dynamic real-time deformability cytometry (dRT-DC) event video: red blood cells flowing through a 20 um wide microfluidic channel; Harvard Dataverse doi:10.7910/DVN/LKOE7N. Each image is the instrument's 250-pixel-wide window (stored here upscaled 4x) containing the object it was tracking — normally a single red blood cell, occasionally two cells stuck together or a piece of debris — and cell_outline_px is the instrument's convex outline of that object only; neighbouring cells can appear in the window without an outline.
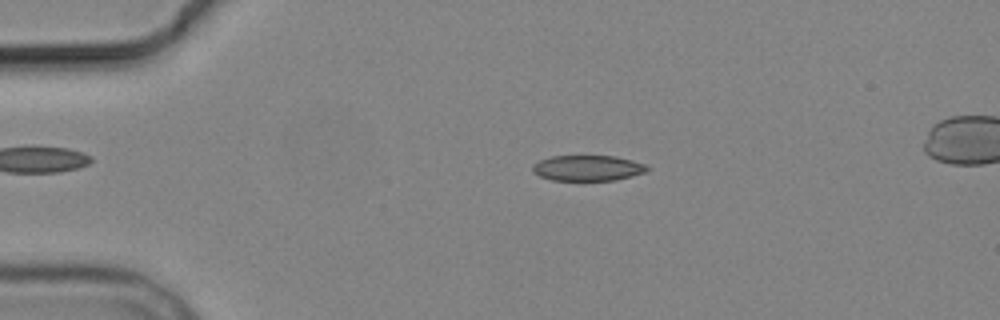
{"species": "common noctule bat (a hibernating species)", "species_latin": "Nyctalus noctula", "temperature_condition": "cold", "stored_images_in_passage": 5, "camera_frame_rate_fps": 3000, "um_per_image_px": 0.085, "animal": {"sex": "male", "body_mass_g": 19.2, "forearm_length_mm": 51.8}, "frame": {"image": 1, "passage_image": 2, "time_ms": 1.333, "image_size_px": [1000, 320], "cell_outline_px": [[648, 172], [616, 180], [584, 184], [552, 180], [540, 176], [532, 172], [532, 164], [540, 160], [552, 156], [616, 156], [632, 160], [644, 164], [648, 168]], "centroid_in_image_um": [49.93, 14.34], "position_along_channel_um": 35.1, "area_um2": 18.03}}
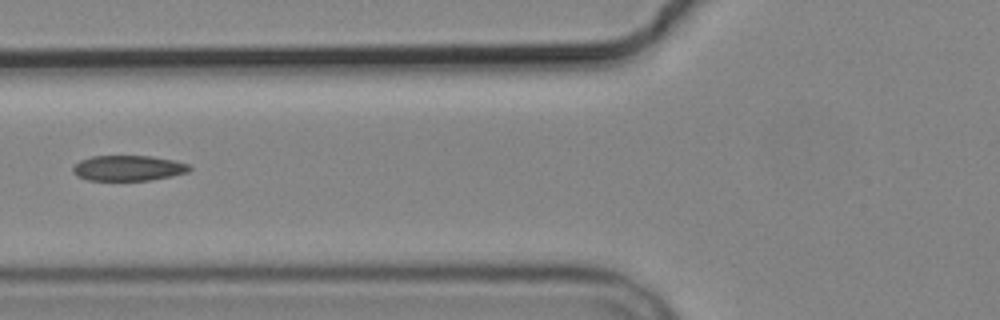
{"frame": {"image": 2, "passage_image": 5, "time_ms": 4.667, "image_size_px": [1000, 320], "cell_outline_px": [[192, 168], [188, 172], [172, 176], [152, 180], [88, 180], [76, 176], [72, 172], [72, 168], [80, 160], [92, 156], [152, 156], [172, 160], [188, 164]], "centroid_in_image_um": [10.89, 14.29], "position_along_channel_um": 114.9, "area_um2": 17.28}}